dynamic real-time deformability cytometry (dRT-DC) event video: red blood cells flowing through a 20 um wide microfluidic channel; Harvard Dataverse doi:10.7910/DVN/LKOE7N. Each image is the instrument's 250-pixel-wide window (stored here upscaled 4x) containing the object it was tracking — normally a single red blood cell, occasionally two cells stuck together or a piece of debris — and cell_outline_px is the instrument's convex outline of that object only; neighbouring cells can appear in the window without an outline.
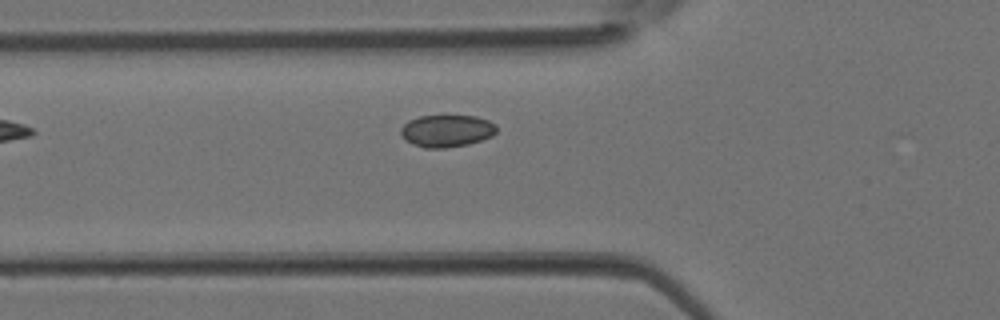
{"species": "Egyptian fruit bat (a non-hibernating species)", "species_latin": "Rousettus aegyptiacus", "temperature_condition": "room temperature", "stored_images_in_passage": 5, "camera_frame_rate_fps": 3000, "um_per_image_px": 0.085, "animal": {"sex": "female"}, "frame": {"image": 1, "passage_image": 5, "time_ms": 1.333, "image_size_px": [1000, 320], "cell_outline_px": [[496, 132], [492, 136], [468, 144], [444, 148], [424, 148], [404, 140], [400, 132], [400, 128], [408, 120], [420, 116], [476, 116], [488, 120], [496, 124]], "centroid_in_image_um": [37.95, 11.12], "position_along_channel_um": 87.8, "area_um2": 17.98}}